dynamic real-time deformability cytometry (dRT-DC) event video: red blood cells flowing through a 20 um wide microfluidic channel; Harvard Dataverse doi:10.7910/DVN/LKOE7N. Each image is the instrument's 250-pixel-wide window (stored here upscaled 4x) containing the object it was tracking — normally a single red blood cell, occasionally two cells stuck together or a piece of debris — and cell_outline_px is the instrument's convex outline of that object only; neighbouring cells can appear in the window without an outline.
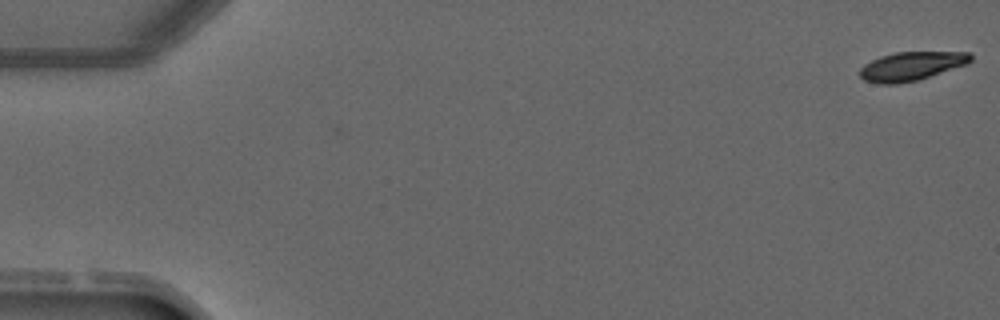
{"species": "common noctule bat (a hibernating species)", "species_latin": "Nyctalus noctula", "temperature_condition": "warm", "stored_images_in_passage": 2, "camera_frame_rate_fps": 3000, "um_per_image_px": 0.085, "animal": {"sex": "male", "forearm_length_mm": 52.5}, "frame": {"image": 1, "passage_image": 2, "time_ms": 1.333, "image_size_px": [1000, 320], "cell_outline_px": [[972, 60], [968, 64], [920, 80], [896, 84], [880, 84], [864, 80], [860, 76], [860, 68], [864, 64], [880, 56], [896, 52], [972, 52]], "centroid_in_image_um": [77.5, 5.63], "position_along_channel_um": 7.5, "area_um2": 18.79}}